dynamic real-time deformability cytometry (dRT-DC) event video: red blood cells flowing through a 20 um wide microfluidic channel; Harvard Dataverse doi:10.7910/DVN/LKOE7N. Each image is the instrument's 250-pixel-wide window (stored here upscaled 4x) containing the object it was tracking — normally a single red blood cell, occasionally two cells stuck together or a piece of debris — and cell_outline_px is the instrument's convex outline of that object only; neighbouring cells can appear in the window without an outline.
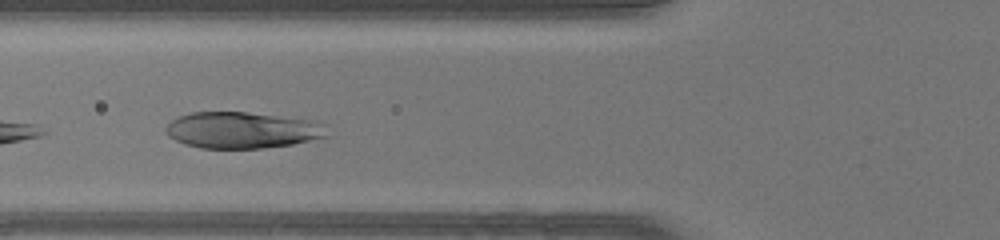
{"species": "human", "species_latin": "Homo sapiens", "temperature_condition": "warm", "stored_images_in_passage": 23, "camera_frame_rate_fps": 3000, "um_per_image_px": 0.085, "donor": {"sex": "female"}, "frame": {"image": 1, "passage_image": 3, "time_ms": 0.667, "image_size_px": [1000, 240], "cell_outline_px": [[328, 136], [292, 144], [264, 148], [200, 148], [184, 144], [168, 136], [164, 128], [172, 120], [180, 116], [192, 112], [248, 112], [308, 120], [328, 124]], "centroid_in_image_um": [20.6, 11.06], "position_along_channel_um": 105.2, "area_um2": 34.16}}
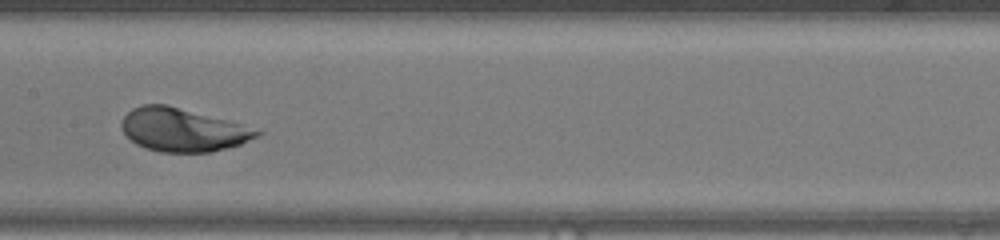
{"frame": {"image": 2, "passage_image": 9, "time_ms": 2.667, "image_size_px": [1000, 240], "cell_outline_px": [[264, 132], [260, 136], [240, 144], [228, 148], [212, 152], [160, 152], [136, 144], [120, 128], [120, 124], [124, 116], [132, 108], [144, 104], [168, 104], [240, 124]], "centroid_in_image_um": [15.52, 11.04], "position_along_channel_um": 191.9, "area_um2": 33.93}}
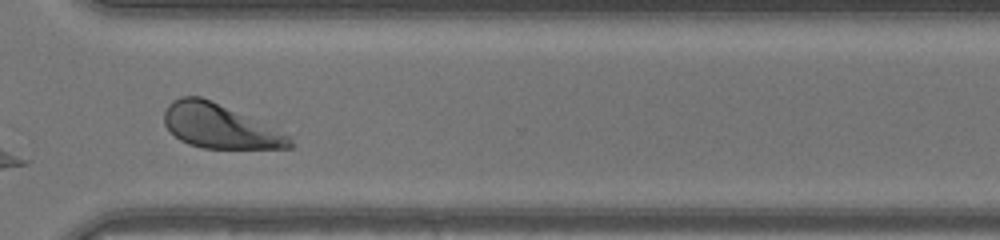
{"frame": {"image": 3, "passage_image": 20, "time_ms": 6.333, "image_size_px": [1000, 240], "cell_outline_px": [[292, 148], [204, 148], [188, 144], [180, 140], [164, 124], [164, 112], [168, 104], [172, 100], [180, 96], [200, 96], [212, 100], [288, 136], [292, 140]], "centroid_in_image_um": [18.58, 10.72], "position_along_channel_um": 352.0, "area_um2": 31.56}}